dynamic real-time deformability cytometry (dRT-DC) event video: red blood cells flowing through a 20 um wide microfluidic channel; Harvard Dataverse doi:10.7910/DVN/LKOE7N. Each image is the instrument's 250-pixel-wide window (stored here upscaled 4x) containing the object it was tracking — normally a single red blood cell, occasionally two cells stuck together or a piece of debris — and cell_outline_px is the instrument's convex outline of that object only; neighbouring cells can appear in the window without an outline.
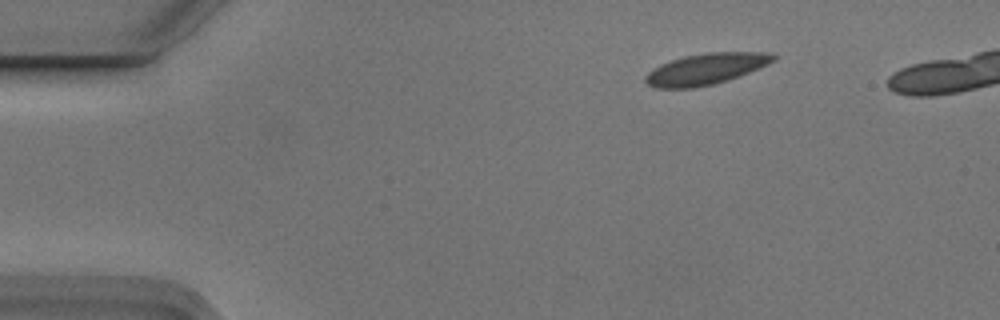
{"species": "Egyptian fruit bat (a non-hibernating species)", "species_latin": "Rousettus aegyptiacus", "temperature_condition": "cold", "stored_images_in_passage": 2, "camera_frame_rate_fps": 3000, "um_per_image_px": 0.085, "animal": {"sex": "male"}, "frame": {"image": 1, "passage_image": 1, "time_ms": 0.0, "image_size_px": [1000, 320], "cell_outline_px": [[776, 60], [768, 64], [728, 80], [712, 84], [692, 88], [656, 88], [648, 84], [644, 80], [644, 76], [652, 68], [660, 64], [684, 56], [704, 52], [772, 52], [776, 56]], "centroid_in_image_um": [59.99, 5.85], "position_along_channel_um": 25.0, "area_um2": 23.24}}